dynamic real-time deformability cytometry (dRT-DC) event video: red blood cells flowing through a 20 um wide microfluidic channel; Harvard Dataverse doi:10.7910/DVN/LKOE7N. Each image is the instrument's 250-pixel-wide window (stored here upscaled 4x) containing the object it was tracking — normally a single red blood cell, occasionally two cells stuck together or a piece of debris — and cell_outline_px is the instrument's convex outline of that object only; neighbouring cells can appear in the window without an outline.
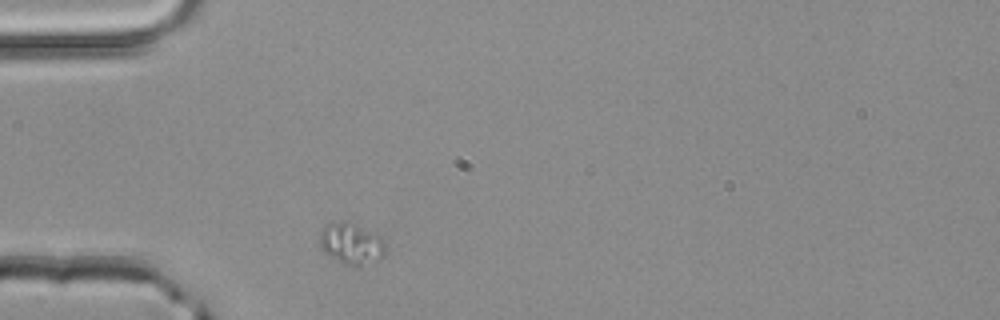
{"species": "common noctule bat (a hibernating species)", "species_latin": "Nyctalus noctula", "temperature_condition": "room temperature", "stored_images_in_passage": 1, "camera_frame_rate_fps": 3000, "um_per_image_px": 0.085, "animal": {"sex": "male", "body_mass_g": 20.4}, "frame": {"image": 1, "passage_image": 1, "time_ms": 0.0, "image_size_px": [1000, 320], "cell_outline_px": [[384, 256], [360, 268], [336, 260], [324, 252], [320, 248], [320, 232], [328, 224], [344, 220], [376, 232], [380, 236], [384, 244]], "centroid_in_image_um": [29.87, 20.71], "position_along_channel_um": 55.1, "area_um2": 15.84}}